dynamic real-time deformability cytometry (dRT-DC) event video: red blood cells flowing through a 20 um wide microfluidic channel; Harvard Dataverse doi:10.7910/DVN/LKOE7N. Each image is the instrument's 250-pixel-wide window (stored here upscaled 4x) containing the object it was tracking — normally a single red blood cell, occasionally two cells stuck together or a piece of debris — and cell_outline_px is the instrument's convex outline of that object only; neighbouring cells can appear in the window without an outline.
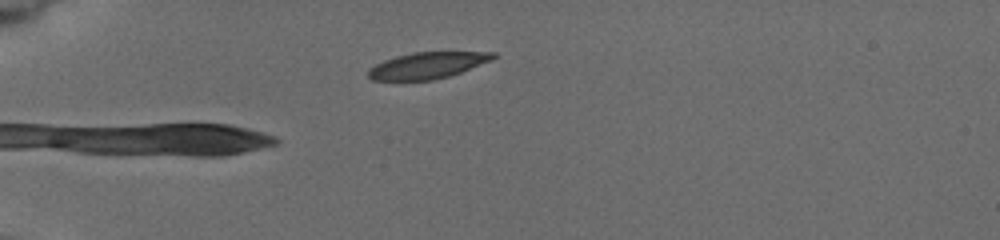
{"species": "common noctule bat (a hibernating species)", "species_latin": "Nyctalus noctula", "temperature_condition": "cold", "stored_images_in_passage": 7, "camera_frame_rate_fps": 3000, "um_per_image_px": 0.085, "animal": {"sex": "female", "body_mass_g": 19.5, "forearm_length_mm": 54.1}, "frame": {"image": 1, "passage_image": 7, "time_ms": 6.0, "image_size_px": [1000, 240], "cell_outline_px": [[496, 56], [492, 60], [460, 72], [448, 76], [432, 80], [372, 80], [368, 76], [368, 68], [384, 60], [396, 56], [412, 52], [496, 52]], "centroid_in_image_um": [36.31, 5.55], "position_along_channel_um": 48.7, "area_um2": 19.07}}